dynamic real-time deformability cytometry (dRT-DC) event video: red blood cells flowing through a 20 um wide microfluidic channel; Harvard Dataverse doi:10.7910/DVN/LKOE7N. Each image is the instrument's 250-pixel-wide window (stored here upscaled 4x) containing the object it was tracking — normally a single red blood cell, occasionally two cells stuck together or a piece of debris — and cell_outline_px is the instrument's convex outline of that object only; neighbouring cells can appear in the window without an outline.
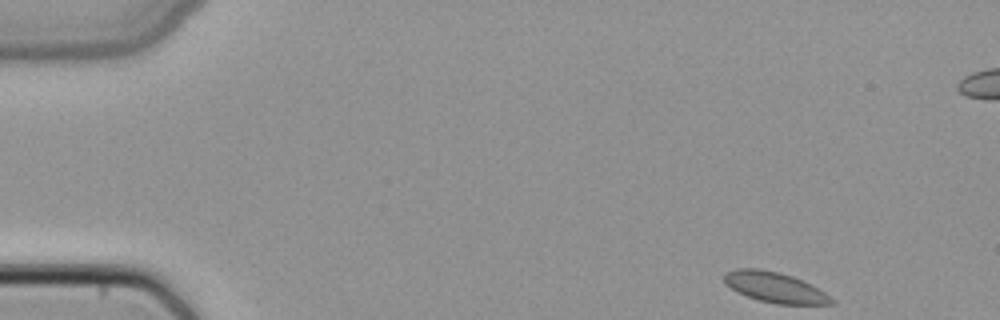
{"species": "common noctule bat (a hibernating species)", "species_latin": "Nyctalus noctula", "temperature_condition": "cold", "stored_images_in_passage": 4, "camera_frame_rate_fps": 3000, "um_per_image_px": 0.085, "animal": {"sex": "female", "body_mass_g": 22.7, "forearm_length_mm": 54.2}, "frame": {"image": 1, "passage_image": 1, "time_ms": 0.0, "image_size_px": [1000, 320], "cell_outline_px": [[836, 304], [776, 304], [760, 300], [736, 292], [724, 284], [724, 272], [736, 268], [760, 268], [780, 272], [792, 276], [812, 284], [836, 300]], "centroid_in_image_um": [65.86, 24.41], "position_along_channel_um": 19.1, "area_um2": 19.25}}